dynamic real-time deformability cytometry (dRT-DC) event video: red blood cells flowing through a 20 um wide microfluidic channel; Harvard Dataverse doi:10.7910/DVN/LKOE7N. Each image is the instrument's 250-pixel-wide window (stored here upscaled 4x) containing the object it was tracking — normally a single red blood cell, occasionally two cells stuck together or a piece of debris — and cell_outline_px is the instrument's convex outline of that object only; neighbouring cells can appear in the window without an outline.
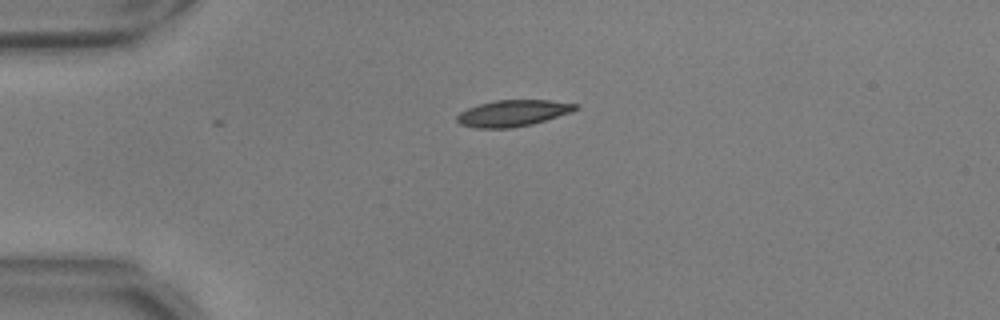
{"species": "common noctule bat (a hibernating species)", "species_latin": "Nyctalus noctula", "temperature_condition": "warm", "stored_images_in_passage": 42, "camera_frame_rate_fps": 3000, "um_per_image_px": 0.085, "animal": {"sex": "male", "body_mass_g": 17.9, "forearm_length_mm": 54.2}, "frame": {"image": 1, "passage_image": 1, "time_ms": 0.0, "image_size_px": [1000, 320], "cell_outline_px": [[580, 108], [572, 112], [532, 124], [512, 128], [476, 128], [460, 124], [456, 120], [456, 116], [460, 112], [468, 108], [480, 104], [496, 100], [548, 100], [580, 104]], "centroid_in_image_um": [43.62, 9.62], "position_along_channel_um": 41.4, "area_um2": 18.26}}
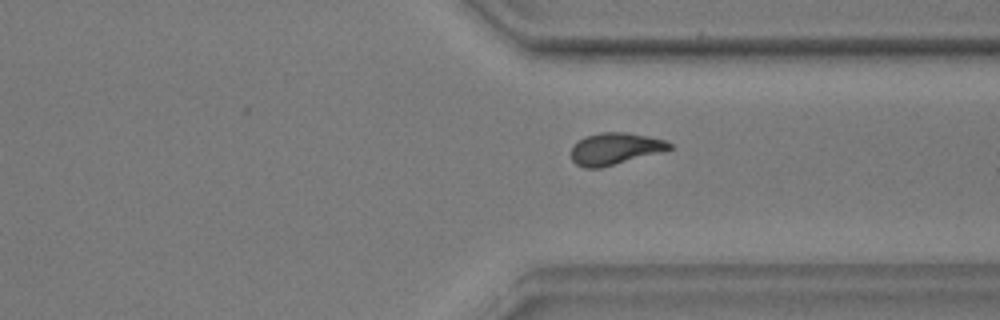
{"frame": {"image": 2, "passage_image": 29, "time_ms": 9.333, "image_size_px": [1000, 320], "cell_outline_px": [[672, 148], [664, 152], [600, 168], [584, 168], [576, 164], [572, 160], [572, 148], [584, 136], [600, 132], [624, 132], [648, 136], [664, 140], [672, 144]], "centroid_in_image_um": [52.3, 12.65], "position_along_channel_um": 359.1, "area_um2": 18.26}}
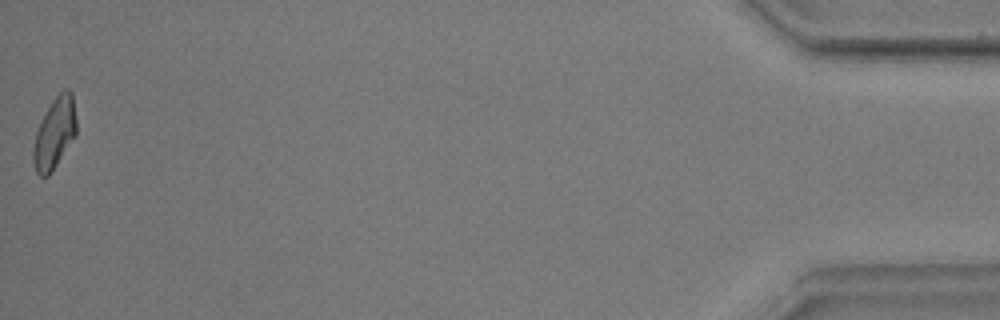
{"frame": {"image": 3, "passage_image": 42, "time_ms": 13.667, "image_size_px": [1000, 320], "cell_outline_px": [[76, 136], [48, 176], [40, 176], [36, 172], [32, 160], [32, 152], [36, 132], [52, 100], [64, 88], [68, 88], [72, 92], [76, 120]], "centroid_in_image_um": [4.65, 11.32], "position_along_channel_um": 430.6, "area_um2": 17.69}, "authors_computed_cell_mechanics": {"area_um2": 18.1781, "velocity_mm_per_s": 3.7239, "shape_relaxation_time_tau1_ms": 9.7231, "shape_relaxation_time_tau2_ms": 3.0456, "deformation_change_tau1": 0.2153, "deformation_change_tau2": 0.0973}}